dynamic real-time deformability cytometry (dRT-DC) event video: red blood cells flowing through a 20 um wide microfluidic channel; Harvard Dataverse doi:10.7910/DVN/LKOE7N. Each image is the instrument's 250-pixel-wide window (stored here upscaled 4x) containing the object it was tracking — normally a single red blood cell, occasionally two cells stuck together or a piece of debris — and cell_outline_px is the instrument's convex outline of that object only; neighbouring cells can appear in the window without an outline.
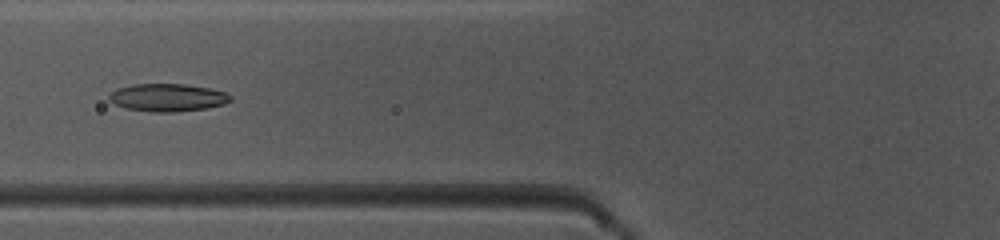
{"species": "common noctule bat (a hibernating species)", "species_latin": "Nyctalus noctula", "temperature_condition": "warm", "stored_images_in_passage": 34, "camera_frame_rate_fps": 3000, "um_per_image_px": 0.085, "animal": {"sex": "female", "body_mass_g": 10.0, "forearm_length_mm": 53.1}, "frame": {"image": 1, "passage_image": 6, "time_ms": 1.667, "image_size_px": [1000, 240], "cell_outline_px": [[232, 100], [224, 104], [204, 108], [172, 112], [152, 112], [128, 108], [116, 104], [108, 100], [108, 96], [116, 88], [136, 84], [184, 84], [208, 88], [228, 92], [232, 96]], "centroid_in_image_um": [14.27, 8.28], "position_along_channel_um": 111.5, "area_um2": 19.48}}
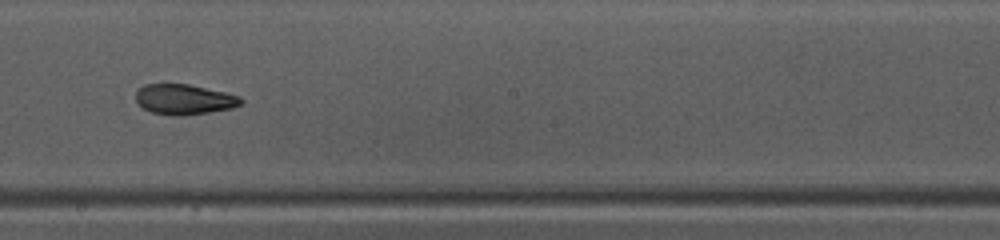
{"frame": {"image": 2, "passage_image": 15, "time_ms": 4.667, "image_size_px": [1000, 240], "cell_outline_px": [[244, 100], [240, 104], [232, 108], [184, 116], [172, 116], [152, 112], [144, 108], [136, 100], [136, 92], [144, 84], [188, 84], [224, 92], [240, 96]], "centroid_in_image_um": [15.66, 8.45], "position_along_channel_um": 232.5, "area_um2": 18.44}}
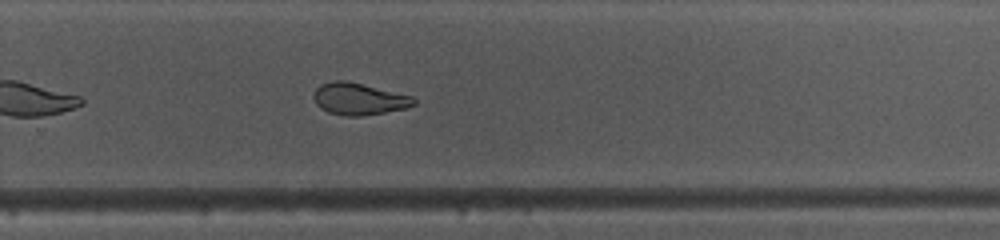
{"frame": {"image": 3, "passage_image": 20, "time_ms": 6.333, "image_size_px": [1000, 240], "cell_outline_px": [[416, 104], [408, 108], [360, 116], [344, 116], [328, 112], [320, 108], [316, 104], [312, 96], [316, 88], [320, 84], [332, 80], [344, 80], [412, 96], [416, 100]], "centroid_in_image_um": [30.47, 8.41], "position_along_channel_um": 299.3, "area_um2": 18.61}, "authors_computed_cell_mechanics": {"area_um2": 19.2474, "velocity_mm_per_s": 4.0199, "shape_relaxation_time_tau1_ms": null, "shape_relaxation_time_tau2_ms": 2.2908, "deformation_change_tau1": null, "deformation_change_tau2": 0.0928}}